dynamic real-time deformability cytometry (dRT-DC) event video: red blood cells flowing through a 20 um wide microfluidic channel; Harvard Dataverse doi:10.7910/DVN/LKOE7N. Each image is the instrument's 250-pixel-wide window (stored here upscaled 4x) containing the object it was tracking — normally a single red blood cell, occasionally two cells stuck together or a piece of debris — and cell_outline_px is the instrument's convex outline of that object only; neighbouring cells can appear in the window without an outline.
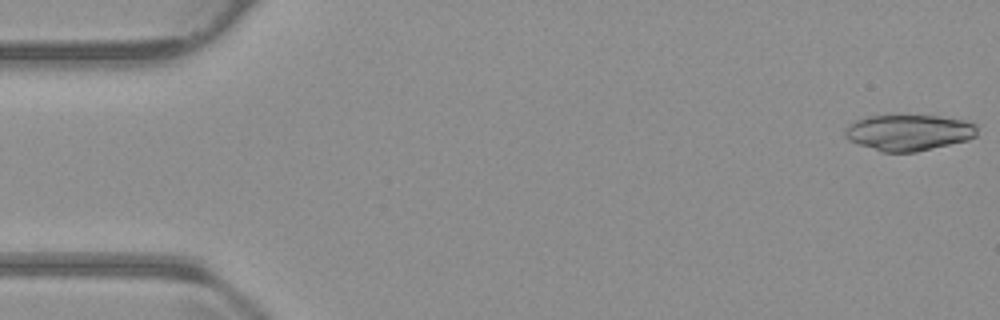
{"species": "common noctule bat (a hibernating species)", "species_latin": "Nyctalus noctula", "temperature_condition": "warm", "stored_images_in_passage": 10, "camera_frame_rate_fps": 3000, "um_per_image_px": 0.085, "animal": {"sex": "male", "body_mass_g": 23.1, "forearm_length_mm": 52.7}, "frame": {"image": 1, "passage_image": 1, "time_ms": 0.0, "image_size_px": [1000, 320], "cell_outline_px": [[976, 136], [968, 140], [916, 152], [880, 152], [848, 140], [844, 136], [844, 128], [848, 124], [856, 120], [868, 116], [892, 112], [940, 116], [964, 120], [976, 124]], "centroid_in_image_um": [77.19, 11.22], "position_along_channel_um": 7.8, "area_um2": 28.84}}